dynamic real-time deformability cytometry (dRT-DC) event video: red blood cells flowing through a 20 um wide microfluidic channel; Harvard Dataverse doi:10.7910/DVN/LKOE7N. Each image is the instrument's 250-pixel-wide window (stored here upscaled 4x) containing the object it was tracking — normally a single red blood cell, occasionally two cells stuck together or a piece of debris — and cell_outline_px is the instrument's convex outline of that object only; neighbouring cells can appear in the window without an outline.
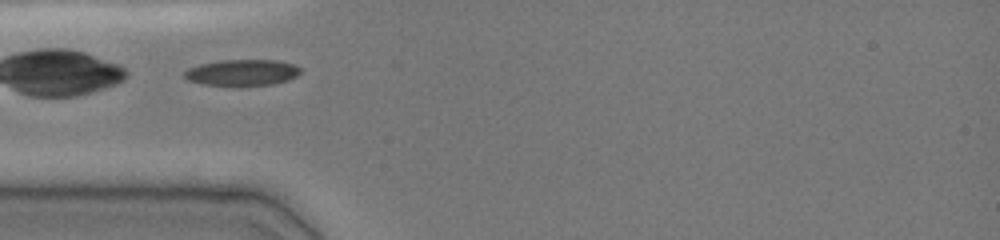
{"species": "common noctule bat (a hibernating species)", "species_latin": "Nyctalus noctula", "temperature_condition": "cold", "stored_images_in_passage": 26, "camera_frame_rate_fps": 3000, "um_per_image_px": 0.085, "animal": {"sex": "female", "body_mass_g": 19.0, "forearm_length_mm": 51.5}, "frame": {"image": 1, "passage_image": 1, "time_ms": 0.0, "image_size_px": [1000, 240], "cell_outline_px": [[304, 68], [296, 76], [288, 80], [272, 84], [240, 88], [232, 88], [200, 84], [188, 80], [184, 76], [184, 72], [188, 68], [200, 64], [220, 60], [280, 60]], "centroid_in_image_um": [20.57, 6.21], "position_along_channel_um": 64.4, "area_um2": 18.55}}
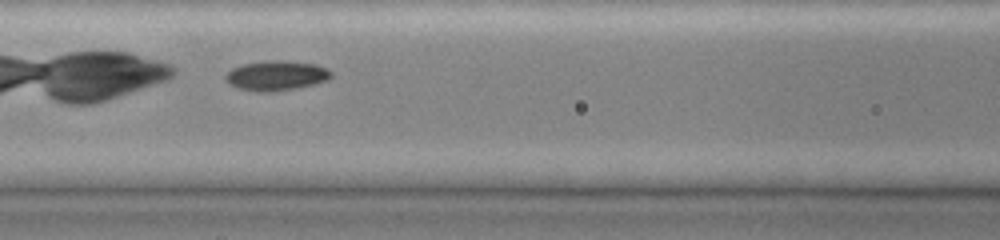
{"frame": {"image": 2, "passage_image": 7, "time_ms": 2.0, "image_size_px": [1000, 240], "cell_outline_px": [[332, 76], [328, 80], [296, 88], [272, 92], [256, 92], [240, 88], [228, 84], [224, 80], [224, 76], [232, 68], [244, 64], [264, 60], [276, 60], [316, 64], [332, 72]], "centroid_in_image_um": [23.44, 6.43], "position_along_channel_um": 143.2, "area_um2": 18.32}}
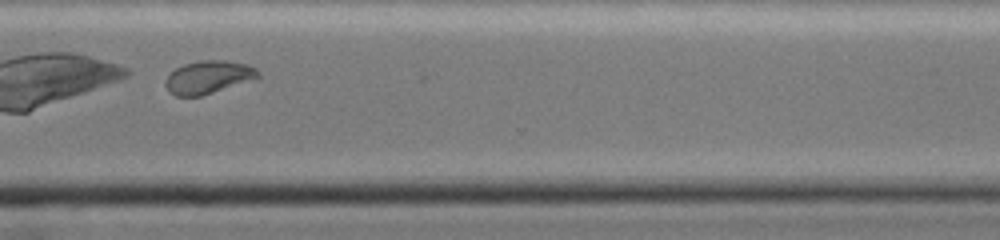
{"frame": {"image": 3, "passage_image": 23, "time_ms": 7.333, "image_size_px": [1000, 240], "cell_outline_px": [[260, 76], [200, 96], [176, 96], [168, 92], [164, 84], [164, 80], [176, 68], [184, 64], [204, 60], [224, 60], [248, 64], [256, 68], [260, 72]], "centroid_in_image_um": [17.66, 6.55], "position_along_channel_um": 352.9, "area_um2": 17.46}, "authors_computed_cell_mechanics": {"area_um2": 17.6868, "velocity_mm_per_s": 3.9398, "shape_relaxation_time_tau1_ms": 3.8772, "shape_relaxation_time_tau2_ms": 5.8688, "deformation_change_tau1": 0.1491, "deformation_change_tau2": 0.0819}}